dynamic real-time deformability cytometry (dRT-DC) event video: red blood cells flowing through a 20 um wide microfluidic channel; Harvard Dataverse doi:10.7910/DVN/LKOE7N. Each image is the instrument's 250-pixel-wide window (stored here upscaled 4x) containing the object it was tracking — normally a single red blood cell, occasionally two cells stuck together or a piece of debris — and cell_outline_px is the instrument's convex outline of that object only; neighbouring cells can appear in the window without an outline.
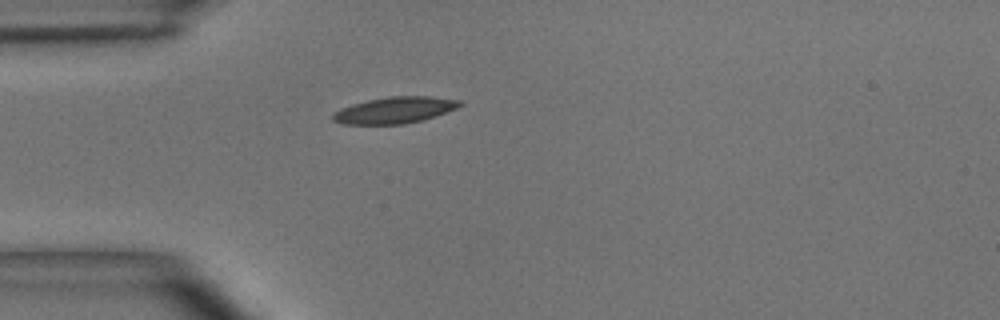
{"species": "common noctule bat (a hibernating species)", "species_latin": "Nyctalus noctula", "temperature_condition": "room temperature", "stored_images_in_passage": 30, "camera_frame_rate_fps": 3000, "um_per_image_px": 0.085, "animal": {"sex": "male", "body_mass_g": 15.6}, "frame": {"image": 1, "passage_image": 1, "time_ms": 0.0, "image_size_px": [1000, 320], "cell_outline_px": [[464, 104], [456, 108], [436, 116], [404, 124], [344, 124], [332, 120], [332, 116], [340, 108], [352, 104], [368, 100], [388, 96], [432, 96], [460, 100]], "centroid_in_image_um": [33.57, 9.35], "position_along_channel_um": 51.4, "area_um2": 19.48}}
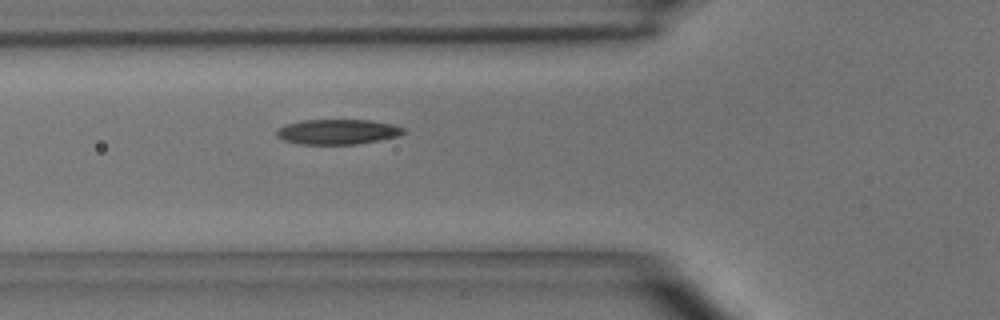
{"frame": {"image": 2, "passage_image": 5, "time_ms": 1.333, "image_size_px": [1000, 320], "cell_outline_px": [[408, 132], [400, 136], [380, 140], [356, 144], [300, 144], [284, 140], [276, 136], [276, 132], [280, 128], [288, 124], [304, 120], [372, 120], [392, 124], [404, 128]], "centroid_in_image_um": [28.77, 11.2], "position_along_channel_um": 97.0, "area_um2": 18.55}, "authors_computed_cell_mechanics": {"area_um2": 18.5538, "velocity_mm_per_s": 4.0505, "shape_relaxation_time_tau1_ms": 4.8332, "shape_relaxation_time_tau2_ms": 5.0545, "deformation_change_tau1": 0.1362, "deformation_change_tau2": 0.1252}}